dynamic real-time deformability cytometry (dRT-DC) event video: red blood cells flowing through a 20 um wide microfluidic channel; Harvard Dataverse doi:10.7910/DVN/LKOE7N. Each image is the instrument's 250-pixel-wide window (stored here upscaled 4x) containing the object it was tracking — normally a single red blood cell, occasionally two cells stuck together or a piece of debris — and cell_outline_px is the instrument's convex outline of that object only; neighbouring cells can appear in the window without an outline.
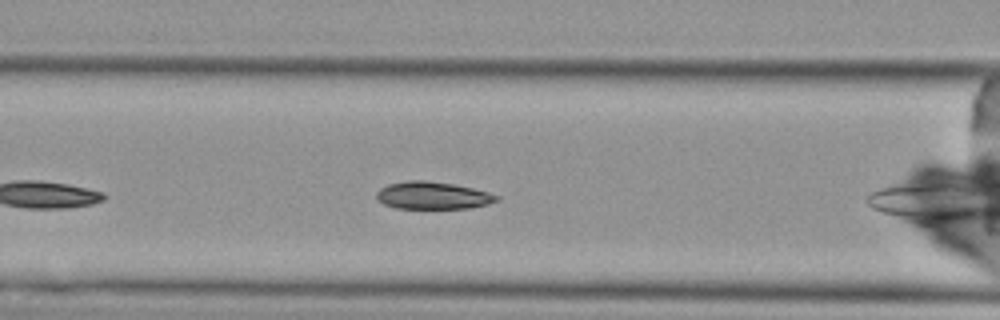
{"species": "Egyptian fruit bat (a non-hibernating species)", "species_latin": "Rousettus aegyptiacus", "temperature_condition": "cold", "stored_images_in_passage": 4, "camera_frame_rate_fps": 3000, "um_per_image_px": 0.085, "animal": {"sex": "female"}, "frame": {"image": 1, "passage_image": 3, "time_ms": 2.333, "image_size_px": [1000, 320], "cell_outline_px": [[500, 200], [488, 204], [468, 208], [396, 208], [384, 204], [376, 196], [376, 192], [380, 188], [388, 184], [408, 180], [424, 180], [452, 184], [472, 188], [488, 192], [500, 196]], "centroid_in_image_um": [36.79, 16.61], "position_along_channel_um": 129.8, "area_um2": 19.07}}